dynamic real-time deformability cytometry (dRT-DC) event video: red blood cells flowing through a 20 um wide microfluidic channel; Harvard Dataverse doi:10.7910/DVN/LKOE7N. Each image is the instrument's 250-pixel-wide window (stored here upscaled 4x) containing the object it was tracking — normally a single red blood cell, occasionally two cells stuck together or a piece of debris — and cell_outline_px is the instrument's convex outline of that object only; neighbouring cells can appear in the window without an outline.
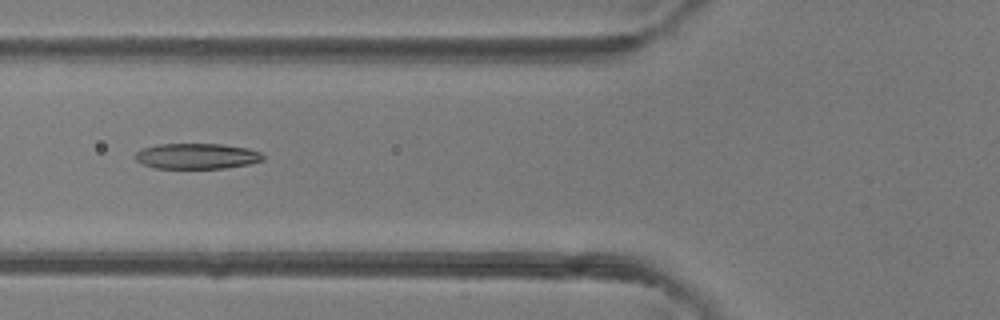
{"species": "common noctule bat (a hibernating species)", "species_latin": "Nyctalus noctula", "temperature_condition": "room temperature", "stored_images_in_passage": 5, "camera_frame_rate_fps": 3000, "um_per_image_px": 0.085, "animal": {"sex": "female"}, "frame": {"image": 1, "passage_image": 5, "time_ms": 4.667, "image_size_px": [1000, 320], "cell_outline_px": [[264, 160], [248, 164], [224, 168], [156, 168], [144, 164], [136, 160], [136, 152], [140, 148], [156, 144], [220, 144], [248, 148], [260, 152], [264, 156]], "centroid_in_image_um": [16.72, 13.26], "position_along_channel_um": 109.1, "area_um2": 19.02}}